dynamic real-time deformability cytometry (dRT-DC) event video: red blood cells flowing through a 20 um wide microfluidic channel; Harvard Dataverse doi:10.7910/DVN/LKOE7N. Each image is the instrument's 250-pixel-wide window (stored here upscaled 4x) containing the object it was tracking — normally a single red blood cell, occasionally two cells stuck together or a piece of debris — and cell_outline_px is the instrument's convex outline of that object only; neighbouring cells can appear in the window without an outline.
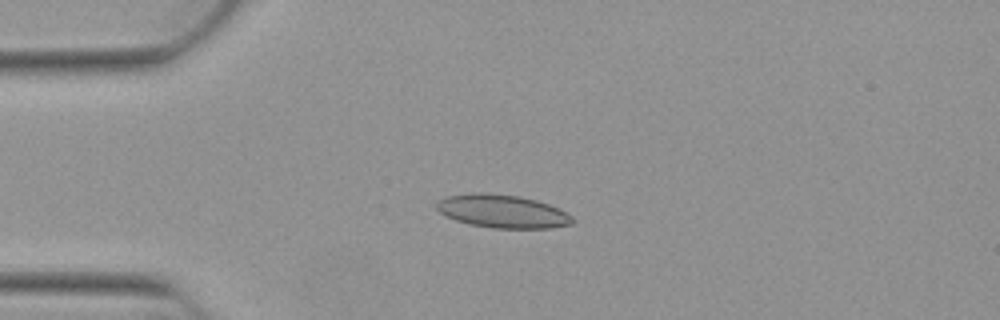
{"species": "Egyptian fruit bat (a non-hibernating species)", "species_latin": "Rousettus aegyptiacus", "temperature_condition": "warm", "stored_images_in_passage": 52, "camera_frame_rate_fps": 3000, "um_per_image_px": 0.085, "animal": {"sex": "female"}, "frame": {"image": 1, "passage_image": 13, "time_ms": 4.0, "image_size_px": [1000, 320], "cell_outline_px": [[576, 220], [572, 224], [552, 228], [492, 228], [468, 224], [444, 216], [436, 208], [436, 200], [444, 196], [472, 192], [484, 192], [520, 196], [536, 200], [548, 204], [572, 216]], "centroid_in_image_um": [42.65, 17.95], "position_along_channel_um": 42.4, "area_um2": 26.59}}
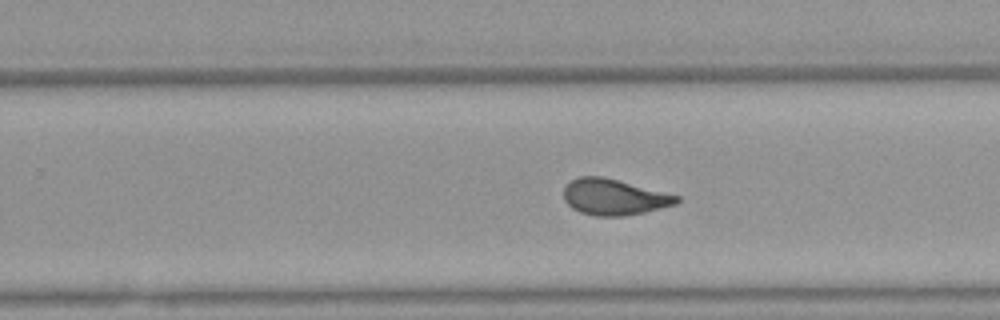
{"frame": {"image": 2, "passage_image": 33, "time_ms": 10.667, "image_size_px": [1000, 320], "cell_outline_px": [[680, 200], [676, 204], [644, 212], [624, 216], [596, 216], [580, 212], [572, 208], [564, 200], [564, 188], [572, 180], [580, 176], [604, 176], [680, 196]], "centroid_in_image_um": [52.19, 16.74], "position_along_channel_um": 277.6, "area_um2": 23.64}}
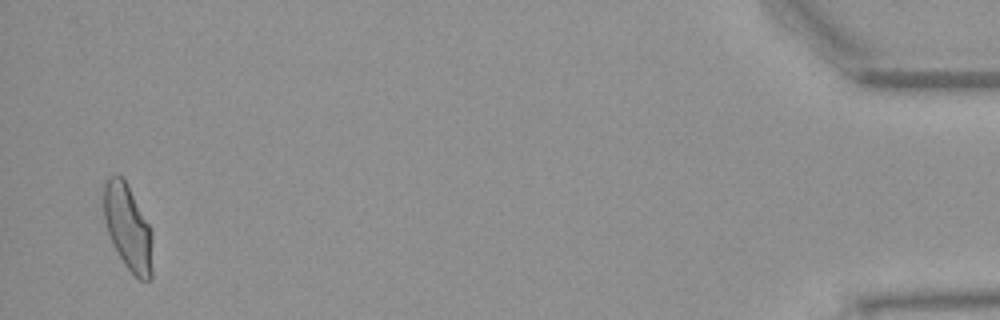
{"frame": {"image": 3, "passage_image": 51, "time_ms": 16.667, "image_size_px": [1000, 320], "cell_outline_px": [[152, 280], [140, 280], [124, 264], [108, 232], [104, 220], [104, 184], [108, 176], [116, 172], [124, 180], [148, 224], [152, 232]], "centroid_in_image_um": [10.88, 19.34], "position_along_channel_um": 424.3, "area_um2": 23.87}, "authors_computed_cell_mechanics": {"area_um2": 24.0159, "velocity_mm_per_s": 3.8936, "shape_relaxation_time_tau1_ms": 9.9584, "shape_relaxation_time_tau2_ms": 0.9351, "deformation_change_tau1": 0.2554, "deformation_change_tau2": 0.0624}}